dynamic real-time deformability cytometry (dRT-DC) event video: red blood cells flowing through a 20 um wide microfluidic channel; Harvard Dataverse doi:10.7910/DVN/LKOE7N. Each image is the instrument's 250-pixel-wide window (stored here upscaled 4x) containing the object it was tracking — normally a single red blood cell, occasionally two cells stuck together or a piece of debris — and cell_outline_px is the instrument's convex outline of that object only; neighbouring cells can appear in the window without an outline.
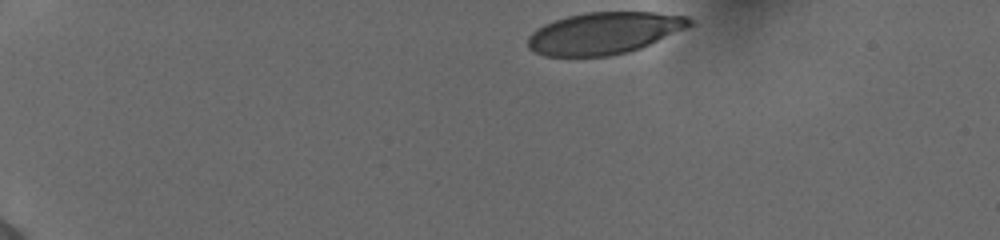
{"species": "human", "species_latin": "Homo sapiens", "temperature_condition": "cold", "stored_images_in_passage": 38, "camera_frame_rate_fps": 3000, "um_per_image_px": 0.085, "donor": {"sex": "female"}, "frame": {"image": 1, "passage_image": 1, "time_ms": 0.0, "image_size_px": [1000, 240], "cell_outline_px": [[692, 24], [684, 28], [640, 48], [628, 52], [608, 56], [544, 56], [528, 48], [528, 36], [536, 28], [544, 24], [568, 16], [584, 12], [652, 12], [684, 16], [692, 20]], "centroid_in_image_um": [51.28, 2.81], "position_along_channel_um": 33.7, "area_um2": 39.02}}
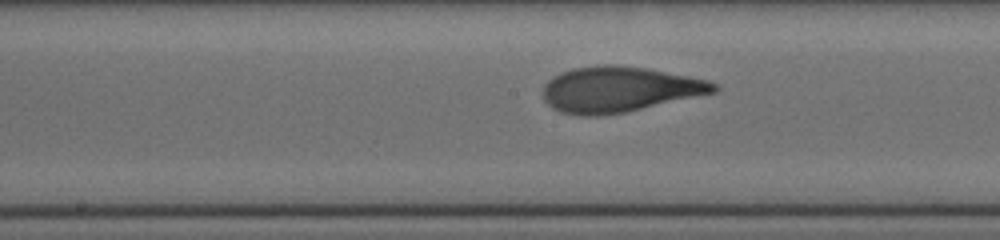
{"frame": {"image": 2, "passage_image": 21, "time_ms": 6.667, "image_size_px": [1000, 240], "cell_outline_px": [[720, 88], [716, 92], [624, 112], [600, 116], [580, 116], [560, 112], [552, 108], [544, 100], [544, 84], [548, 80], [560, 72], [572, 68], [604, 64], [616, 64], [644, 68], [688, 76], [708, 80], [716, 84]], "centroid_in_image_um": [52.6, 7.59], "position_along_channel_um": 195.6, "area_um2": 45.2}}
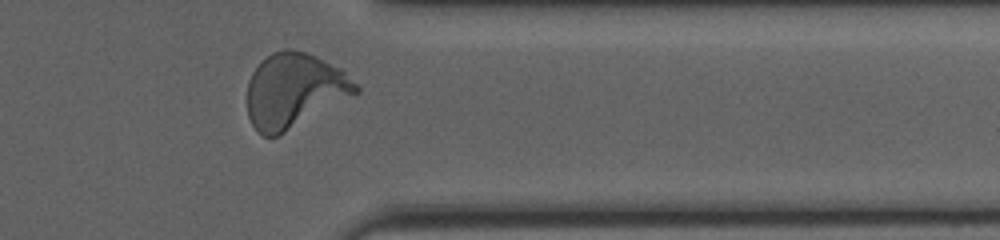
{"frame": {"image": 3, "passage_image": 36, "time_ms": 11.667, "image_size_px": [1000, 240], "cell_outline_px": [[360, 92], [284, 132], [276, 136], [264, 136], [252, 124], [248, 116], [248, 80], [252, 72], [272, 52], [284, 48], [292, 48], [316, 56], [340, 68], [360, 88]], "centroid_in_image_um": [25.01, 7.67], "position_along_channel_um": 386.4, "area_um2": 46.47}, "authors_computed_cell_mechanics": {"area_um2": 44.0725, "velocity_mm_per_s": 3.8601, "shape_relaxation_time_tau1_ms": 3.9028, "shape_relaxation_time_tau2_ms": null, "deformation_change_tau1": 0.2054, "deformation_change_tau2": null}}